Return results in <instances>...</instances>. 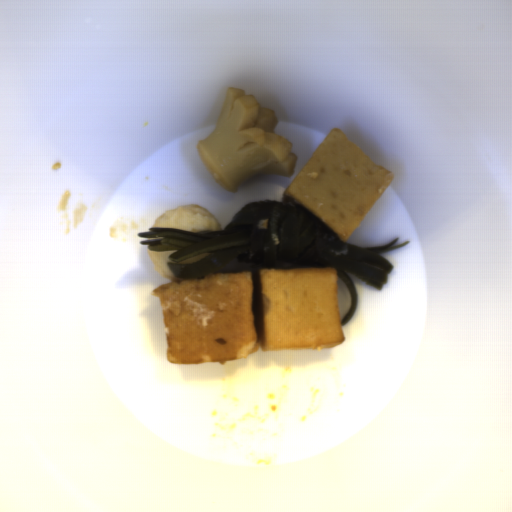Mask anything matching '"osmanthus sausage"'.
<instances>
[{"label":"osmanthus sausage","instance_id":"obj_1","mask_svg":"<svg viewBox=\"0 0 512 512\" xmlns=\"http://www.w3.org/2000/svg\"><path fill=\"white\" fill-rule=\"evenodd\" d=\"M278 123L253 94L228 87L216 128L197 141L198 156L215 182L235 194L256 175L292 177L298 158L292 143L275 134Z\"/></svg>","mask_w":512,"mask_h":512}]
</instances>
